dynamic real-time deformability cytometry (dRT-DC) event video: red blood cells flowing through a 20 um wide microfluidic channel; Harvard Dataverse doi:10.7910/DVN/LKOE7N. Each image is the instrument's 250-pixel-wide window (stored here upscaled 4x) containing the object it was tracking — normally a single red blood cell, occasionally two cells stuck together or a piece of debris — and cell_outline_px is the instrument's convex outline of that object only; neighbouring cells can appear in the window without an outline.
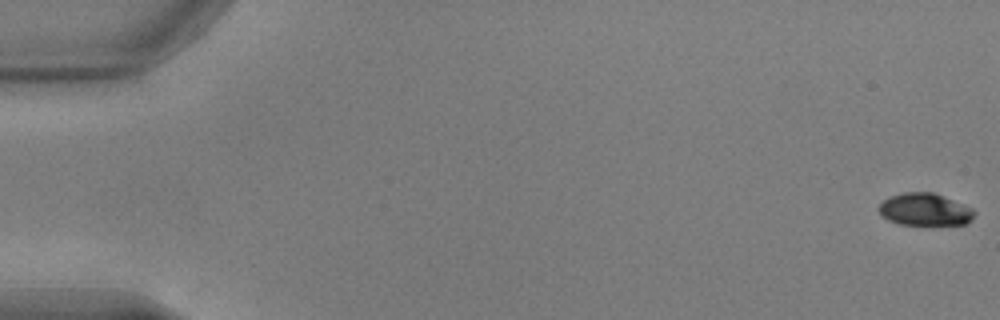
{"species": "common noctule bat (a hibernating species)", "species_latin": "Nyctalus noctula", "temperature_condition": "warm", "stored_images_in_passage": 32, "camera_frame_rate_fps": 3000, "um_per_image_px": 0.085, "animal": {"sex": "male", "body_mass_g": 17.9, "forearm_length_mm": 54.2}, "frame": {"image": 1, "passage_image": 1, "time_ms": 0.0, "image_size_px": [1000, 320], "cell_outline_px": [[976, 212], [972, 220], [968, 224], [900, 224], [888, 220], [880, 216], [876, 208], [888, 196], [904, 192], [932, 192], [972, 208]], "centroid_in_image_um": [78.57, 17.81], "position_along_channel_um": 6.4, "area_um2": 18.03}}
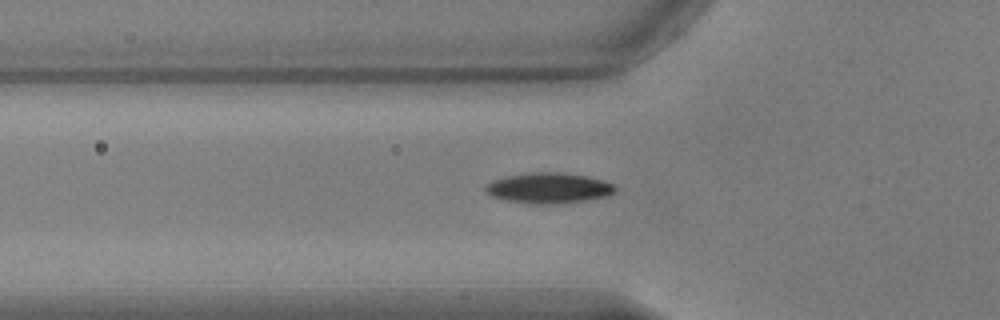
{"frame": {"image": 2, "passage_image": 19, "time_ms": 6.0, "image_size_px": [1000, 320], "cell_outline_px": [[616, 188], [612, 192], [604, 196], [556, 204], [536, 204], [508, 200], [488, 196], [484, 192], [484, 188], [492, 180], [508, 176], [532, 172], [564, 172], [588, 176], [612, 184]], "centroid_in_image_um": [46.55, 15.97], "position_along_channel_um": 79.2, "area_um2": 22.72}}
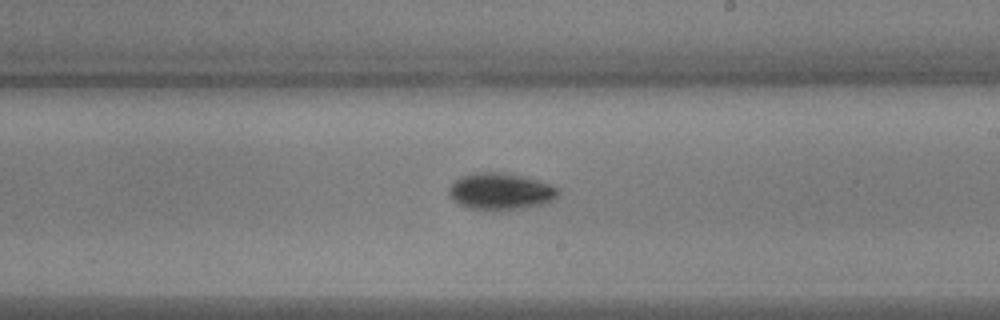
{"frame": {"image": 3, "passage_image": 32, "time_ms": 10.333, "image_size_px": [1000, 320], "cell_outline_px": [[560, 196], [552, 204], [524, 208], [492, 212], [468, 208], [452, 200], [448, 196], [448, 188], [460, 176], [476, 172], [500, 172], [520, 176], [536, 180], [560, 188]], "centroid_in_image_um": [42.59, 16.31], "position_along_channel_um": 246.4, "area_um2": 24.16}}